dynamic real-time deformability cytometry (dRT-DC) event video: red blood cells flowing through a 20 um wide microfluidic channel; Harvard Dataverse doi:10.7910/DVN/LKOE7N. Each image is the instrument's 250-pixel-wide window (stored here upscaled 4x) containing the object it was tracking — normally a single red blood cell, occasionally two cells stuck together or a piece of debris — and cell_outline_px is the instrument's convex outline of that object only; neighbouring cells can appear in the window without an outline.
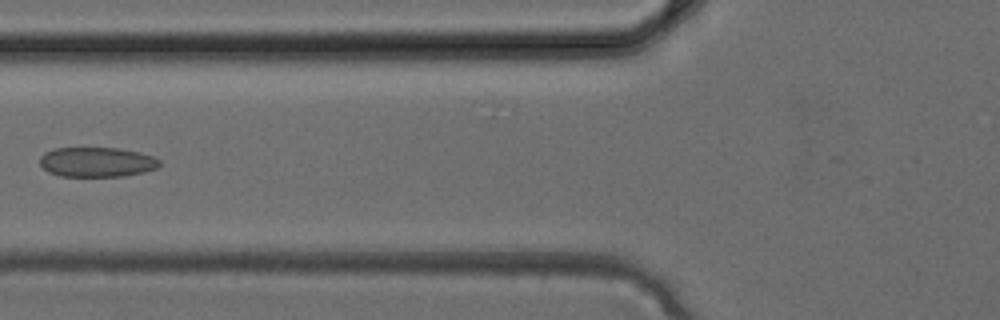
{"species": "common noctule bat (a hibernating species)", "species_latin": "Nyctalus noctula", "temperature_condition": "cold", "stored_images_in_passage": 3, "camera_frame_rate_fps": 3000, "um_per_image_px": 0.085, "animal": {"sex": "female", "body_mass_g": 24.6, "forearm_length_mm": 56.2}, "frame": {"image": 1, "passage_image": 3, "time_ms": 0.667, "image_size_px": [1000, 320], "cell_outline_px": [[160, 164], [156, 168], [144, 172], [124, 176], [60, 176], [48, 172], [40, 164], [40, 156], [44, 152], [56, 148], [120, 148], [140, 152], [152, 156], [160, 160]], "centroid_in_image_um": [8.23, 13.77], "position_along_channel_um": 117.6, "area_um2": 20.81}}